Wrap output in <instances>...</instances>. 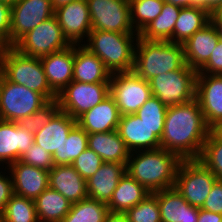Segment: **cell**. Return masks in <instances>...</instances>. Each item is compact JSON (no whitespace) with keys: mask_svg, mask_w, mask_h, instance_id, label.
<instances>
[{"mask_svg":"<svg viewBox=\"0 0 222 222\" xmlns=\"http://www.w3.org/2000/svg\"><path fill=\"white\" fill-rule=\"evenodd\" d=\"M49 101L40 93L0 76V119L18 122L33 114Z\"/></svg>","mask_w":222,"mask_h":222,"instance_id":"ba28073f","label":"cell"},{"mask_svg":"<svg viewBox=\"0 0 222 222\" xmlns=\"http://www.w3.org/2000/svg\"><path fill=\"white\" fill-rule=\"evenodd\" d=\"M1 173L2 172H0V215L3 213L6 203L14 194L11 177L9 178L8 175L5 177V175L3 176Z\"/></svg>","mask_w":222,"mask_h":222,"instance_id":"f6af8a7d","label":"cell"},{"mask_svg":"<svg viewBox=\"0 0 222 222\" xmlns=\"http://www.w3.org/2000/svg\"><path fill=\"white\" fill-rule=\"evenodd\" d=\"M196 99L206 125L212 129L222 121V75L197 74Z\"/></svg>","mask_w":222,"mask_h":222,"instance_id":"9a60e30c","label":"cell"},{"mask_svg":"<svg viewBox=\"0 0 222 222\" xmlns=\"http://www.w3.org/2000/svg\"><path fill=\"white\" fill-rule=\"evenodd\" d=\"M34 133L20 127L17 122L0 119V163L9 165L20 157L35 143Z\"/></svg>","mask_w":222,"mask_h":222,"instance_id":"ac0fdd59","label":"cell"},{"mask_svg":"<svg viewBox=\"0 0 222 222\" xmlns=\"http://www.w3.org/2000/svg\"><path fill=\"white\" fill-rule=\"evenodd\" d=\"M11 5L0 1V38L10 46Z\"/></svg>","mask_w":222,"mask_h":222,"instance_id":"ee69618b","label":"cell"},{"mask_svg":"<svg viewBox=\"0 0 222 222\" xmlns=\"http://www.w3.org/2000/svg\"><path fill=\"white\" fill-rule=\"evenodd\" d=\"M103 163L102 158L88 147L71 165L85 180H88Z\"/></svg>","mask_w":222,"mask_h":222,"instance_id":"ab89813d","label":"cell"},{"mask_svg":"<svg viewBox=\"0 0 222 222\" xmlns=\"http://www.w3.org/2000/svg\"><path fill=\"white\" fill-rule=\"evenodd\" d=\"M206 10L212 15L217 13L222 7V0H205Z\"/></svg>","mask_w":222,"mask_h":222,"instance_id":"c3c4849f","label":"cell"},{"mask_svg":"<svg viewBox=\"0 0 222 222\" xmlns=\"http://www.w3.org/2000/svg\"><path fill=\"white\" fill-rule=\"evenodd\" d=\"M134 34L138 38L136 33L91 30L87 39L89 43L83 46L97 55L111 74L130 72L134 68Z\"/></svg>","mask_w":222,"mask_h":222,"instance_id":"277c9868","label":"cell"},{"mask_svg":"<svg viewBox=\"0 0 222 222\" xmlns=\"http://www.w3.org/2000/svg\"><path fill=\"white\" fill-rule=\"evenodd\" d=\"M14 194L35 200L49 187V171L16 161L8 165Z\"/></svg>","mask_w":222,"mask_h":222,"instance_id":"2e32d148","label":"cell"},{"mask_svg":"<svg viewBox=\"0 0 222 222\" xmlns=\"http://www.w3.org/2000/svg\"><path fill=\"white\" fill-rule=\"evenodd\" d=\"M132 152L126 163V173L150 193L174 187L178 166L182 159L163 148ZM136 157L133 155H135ZM132 157V158H131Z\"/></svg>","mask_w":222,"mask_h":222,"instance_id":"7a4b0ae2","label":"cell"},{"mask_svg":"<svg viewBox=\"0 0 222 222\" xmlns=\"http://www.w3.org/2000/svg\"><path fill=\"white\" fill-rule=\"evenodd\" d=\"M2 74L11 82L42 94L48 101L57 99L49 86L40 58L21 54L8 46L0 56Z\"/></svg>","mask_w":222,"mask_h":222,"instance_id":"5b68a950","label":"cell"},{"mask_svg":"<svg viewBox=\"0 0 222 222\" xmlns=\"http://www.w3.org/2000/svg\"><path fill=\"white\" fill-rule=\"evenodd\" d=\"M109 213L107 204L91 198L72 203L68 214L61 222H104Z\"/></svg>","mask_w":222,"mask_h":222,"instance_id":"d6a6232c","label":"cell"},{"mask_svg":"<svg viewBox=\"0 0 222 222\" xmlns=\"http://www.w3.org/2000/svg\"><path fill=\"white\" fill-rule=\"evenodd\" d=\"M128 222H161L157 196L149 194L126 213Z\"/></svg>","mask_w":222,"mask_h":222,"instance_id":"74e56055","label":"cell"},{"mask_svg":"<svg viewBox=\"0 0 222 222\" xmlns=\"http://www.w3.org/2000/svg\"><path fill=\"white\" fill-rule=\"evenodd\" d=\"M131 23L139 34L149 23L156 19L164 5V0H129Z\"/></svg>","mask_w":222,"mask_h":222,"instance_id":"e575fe53","label":"cell"},{"mask_svg":"<svg viewBox=\"0 0 222 222\" xmlns=\"http://www.w3.org/2000/svg\"><path fill=\"white\" fill-rule=\"evenodd\" d=\"M211 21L216 26L219 33V37L222 40V19L216 13H214L212 14Z\"/></svg>","mask_w":222,"mask_h":222,"instance_id":"681fc988","label":"cell"},{"mask_svg":"<svg viewBox=\"0 0 222 222\" xmlns=\"http://www.w3.org/2000/svg\"><path fill=\"white\" fill-rule=\"evenodd\" d=\"M2 74V64H1V61H0V76Z\"/></svg>","mask_w":222,"mask_h":222,"instance_id":"680465c9","label":"cell"},{"mask_svg":"<svg viewBox=\"0 0 222 222\" xmlns=\"http://www.w3.org/2000/svg\"><path fill=\"white\" fill-rule=\"evenodd\" d=\"M219 40L218 30L212 21L196 31L183 43L186 64L198 71L209 60Z\"/></svg>","mask_w":222,"mask_h":222,"instance_id":"ffe728a7","label":"cell"},{"mask_svg":"<svg viewBox=\"0 0 222 222\" xmlns=\"http://www.w3.org/2000/svg\"><path fill=\"white\" fill-rule=\"evenodd\" d=\"M166 3H170L179 7H189V0H164Z\"/></svg>","mask_w":222,"mask_h":222,"instance_id":"816d5d0a","label":"cell"},{"mask_svg":"<svg viewBox=\"0 0 222 222\" xmlns=\"http://www.w3.org/2000/svg\"><path fill=\"white\" fill-rule=\"evenodd\" d=\"M198 222H222V215L204 209H199Z\"/></svg>","mask_w":222,"mask_h":222,"instance_id":"bcb514c9","label":"cell"},{"mask_svg":"<svg viewBox=\"0 0 222 222\" xmlns=\"http://www.w3.org/2000/svg\"><path fill=\"white\" fill-rule=\"evenodd\" d=\"M216 14L222 19V7L220 8V10Z\"/></svg>","mask_w":222,"mask_h":222,"instance_id":"6f0895ef","label":"cell"},{"mask_svg":"<svg viewBox=\"0 0 222 222\" xmlns=\"http://www.w3.org/2000/svg\"><path fill=\"white\" fill-rule=\"evenodd\" d=\"M59 110V103L57 99H55L49 101L33 114L20 119L17 123L27 131L35 133L42 129Z\"/></svg>","mask_w":222,"mask_h":222,"instance_id":"f35d334b","label":"cell"},{"mask_svg":"<svg viewBox=\"0 0 222 222\" xmlns=\"http://www.w3.org/2000/svg\"><path fill=\"white\" fill-rule=\"evenodd\" d=\"M125 173L126 163L104 162L97 172L86 180L88 198L108 204Z\"/></svg>","mask_w":222,"mask_h":222,"instance_id":"7402d4cb","label":"cell"},{"mask_svg":"<svg viewBox=\"0 0 222 222\" xmlns=\"http://www.w3.org/2000/svg\"><path fill=\"white\" fill-rule=\"evenodd\" d=\"M8 45L0 38V56L7 49Z\"/></svg>","mask_w":222,"mask_h":222,"instance_id":"11a10c76","label":"cell"},{"mask_svg":"<svg viewBox=\"0 0 222 222\" xmlns=\"http://www.w3.org/2000/svg\"><path fill=\"white\" fill-rule=\"evenodd\" d=\"M70 45L54 15L24 35L13 47L21 54L41 58Z\"/></svg>","mask_w":222,"mask_h":222,"instance_id":"30bf717a","label":"cell"},{"mask_svg":"<svg viewBox=\"0 0 222 222\" xmlns=\"http://www.w3.org/2000/svg\"><path fill=\"white\" fill-rule=\"evenodd\" d=\"M34 204L39 222H61L72 207L69 200L50 187L34 200Z\"/></svg>","mask_w":222,"mask_h":222,"instance_id":"f1b7e54d","label":"cell"},{"mask_svg":"<svg viewBox=\"0 0 222 222\" xmlns=\"http://www.w3.org/2000/svg\"><path fill=\"white\" fill-rule=\"evenodd\" d=\"M211 131L222 140V121H220L216 126H214Z\"/></svg>","mask_w":222,"mask_h":222,"instance_id":"db71d44e","label":"cell"},{"mask_svg":"<svg viewBox=\"0 0 222 222\" xmlns=\"http://www.w3.org/2000/svg\"><path fill=\"white\" fill-rule=\"evenodd\" d=\"M212 15L200 7H182L173 29V42L185 43L196 31L211 22Z\"/></svg>","mask_w":222,"mask_h":222,"instance_id":"f546056e","label":"cell"},{"mask_svg":"<svg viewBox=\"0 0 222 222\" xmlns=\"http://www.w3.org/2000/svg\"><path fill=\"white\" fill-rule=\"evenodd\" d=\"M76 125L77 120L59 110L42 129L34 133L35 144L53 155L59 152L61 144Z\"/></svg>","mask_w":222,"mask_h":222,"instance_id":"d4e9b609","label":"cell"},{"mask_svg":"<svg viewBox=\"0 0 222 222\" xmlns=\"http://www.w3.org/2000/svg\"><path fill=\"white\" fill-rule=\"evenodd\" d=\"M88 148V133L78 124L69 132L59 148V152L52 155L54 165L72 164L74 160Z\"/></svg>","mask_w":222,"mask_h":222,"instance_id":"1f68e13d","label":"cell"},{"mask_svg":"<svg viewBox=\"0 0 222 222\" xmlns=\"http://www.w3.org/2000/svg\"><path fill=\"white\" fill-rule=\"evenodd\" d=\"M200 7L206 10V1L205 0H189V7Z\"/></svg>","mask_w":222,"mask_h":222,"instance_id":"f5cc1de1","label":"cell"},{"mask_svg":"<svg viewBox=\"0 0 222 222\" xmlns=\"http://www.w3.org/2000/svg\"><path fill=\"white\" fill-rule=\"evenodd\" d=\"M104 222H128V219L125 213L109 212L106 215Z\"/></svg>","mask_w":222,"mask_h":222,"instance_id":"7dc6e473","label":"cell"},{"mask_svg":"<svg viewBox=\"0 0 222 222\" xmlns=\"http://www.w3.org/2000/svg\"><path fill=\"white\" fill-rule=\"evenodd\" d=\"M88 147L110 163H127L131 154L117 130L88 134Z\"/></svg>","mask_w":222,"mask_h":222,"instance_id":"4316f807","label":"cell"},{"mask_svg":"<svg viewBox=\"0 0 222 222\" xmlns=\"http://www.w3.org/2000/svg\"><path fill=\"white\" fill-rule=\"evenodd\" d=\"M151 194L143 185L138 183L128 173H125L113 192L107 204L109 212L126 213Z\"/></svg>","mask_w":222,"mask_h":222,"instance_id":"83f0119b","label":"cell"},{"mask_svg":"<svg viewBox=\"0 0 222 222\" xmlns=\"http://www.w3.org/2000/svg\"><path fill=\"white\" fill-rule=\"evenodd\" d=\"M117 132L131 153L160 148V139L136 114L121 116Z\"/></svg>","mask_w":222,"mask_h":222,"instance_id":"d6986e66","label":"cell"},{"mask_svg":"<svg viewBox=\"0 0 222 222\" xmlns=\"http://www.w3.org/2000/svg\"><path fill=\"white\" fill-rule=\"evenodd\" d=\"M197 74L185 64L179 70L154 76L149 80L151 94L167 107L188 103L196 98Z\"/></svg>","mask_w":222,"mask_h":222,"instance_id":"8992f818","label":"cell"},{"mask_svg":"<svg viewBox=\"0 0 222 222\" xmlns=\"http://www.w3.org/2000/svg\"><path fill=\"white\" fill-rule=\"evenodd\" d=\"M180 9L179 6L164 2L160 15L139 33V37L149 41L173 42V29Z\"/></svg>","mask_w":222,"mask_h":222,"instance_id":"4dcf8cb0","label":"cell"},{"mask_svg":"<svg viewBox=\"0 0 222 222\" xmlns=\"http://www.w3.org/2000/svg\"><path fill=\"white\" fill-rule=\"evenodd\" d=\"M211 129L198 100L167 107L160 148L183 159H198Z\"/></svg>","mask_w":222,"mask_h":222,"instance_id":"6da1fadb","label":"cell"},{"mask_svg":"<svg viewBox=\"0 0 222 222\" xmlns=\"http://www.w3.org/2000/svg\"><path fill=\"white\" fill-rule=\"evenodd\" d=\"M136 39L133 71L149 81L154 76L181 69L185 64L183 44Z\"/></svg>","mask_w":222,"mask_h":222,"instance_id":"3957f363","label":"cell"},{"mask_svg":"<svg viewBox=\"0 0 222 222\" xmlns=\"http://www.w3.org/2000/svg\"><path fill=\"white\" fill-rule=\"evenodd\" d=\"M49 187L61 193L71 203L88 198L86 180L71 164L53 166L49 171Z\"/></svg>","mask_w":222,"mask_h":222,"instance_id":"603a6c76","label":"cell"},{"mask_svg":"<svg viewBox=\"0 0 222 222\" xmlns=\"http://www.w3.org/2000/svg\"><path fill=\"white\" fill-rule=\"evenodd\" d=\"M75 46L73 81L81 83H110L111 73L102 60L86 47Z\"/></svg>","mask_w":222,"mask_h":222,"instance_id":"484cf974","label":"cell"},{"mask_svg":"<svg viewBox=\"0 0 222 222\" xmlns=\"http://www.w3.org/2000/svg\"><path fill=\"white\" fill-rule=\"evenodd\" d=\"M0 1L5 2V3H7V4L12 6L14 3H16L19 0H0Z\"/></svg>","mask_w":222,"mask_h":222,"instance_id":"9f6ffc18","label":"cell"},{"mask_svg":"<svg viewBox=\"0 0 222 222\" xmlns=\"http://www.w3.org/2000/svg\"><path fill=\"white\" fill-rule=\"evenodd\" d=\"M154 194L158 199L161 222H198L199 208L187 203L174 187Z\"/></svg>","mask_w":222,"mask_h":222,"instance_id":"cb8c5ba5","label":"cell"},{"mask_svg":"<svg viewBox=\"0 0 222 222\" xmlns=\"http://www.w3.org/2000/svg\"><path fill=\"white\" fill-rule=\"evenodd\" d=\"M51 0H19L11 6L10 46L54 16Z\"/></svg>","mask_w":222,"mask_h":222,"instance_id":"4fadbf2b","label":"cell"},{"mask_svg":"<svg viewBox=\"0 0 222 222\" xmlns=\"http://www.w3.org/2000/svg\"><path fill=\"white\" fill-rule=\"evenodd\" d=\"M217 180L198 159H183L177 169L174 188L187 203L200 209Z\"/></svg>","mask_w":222,"mask_h":222,"instance_id":"52a82bcc","label":"cell"},{"mask_svg":"<svg viewBox=\"0 0 222 222\" xmlns=\"http://www.w3.org/2000/svg\"><path fill=\"white\" fill-rule=\"evenodd\" d=\"M198 74L222 75V40L221 39L219 40L216 47L214 48L209 60L198 70Z\"/></svg>","mask_w":222,"mask_h":222,"instance_id":"b9f144b4","label":"cell"},{"mask_svg":"<svg viewBox=\"0 0 222 222\" xmlns=\"http://www.w3.org/2000/svg\"><path fill=\"white\" fill-rule=\"evenodd\" d=\"M19 161L47 171L54 166L52 155L35 143L20 157Z\"/></svg>","mask_w":222,"mask_h":222,"instance_id":"60d3db41","label":"cell"},{"mask_svg":"<svg viewBox=\"0 0 222 222\" xmlns=\"http://www.w3.org/2000/svg\"><path fill=\"white\" fill-rule=\"evenodd\" d=\"M109 95L123 116L135 114L152 94L149 81L130 71L111 74Z\"/></svg>","mask_w":222,"mask_h":222,"instance_id":"9c48e42d","label":"cell"},{"mask_svg":"<svg viewBox=\"0 0 222 222\" xmlns=\"http://www.w3.org/2000/svg\"><path fill=\"white\" fill-rule=\"evenodd\" d=\"M92 30L135 33L129 0H87Z\"/></svg>","mask_w":222,"mask_h":222,"instance_id":"7c38bea8","label":"cell"},{"mask_svg":"<svg viewBox=\"0 0 222 222\" xmlns=\"http://www.w3.org/2000/svg\"><path fill=\"white\" fill-rule=\"evenodd\" d=\"M0 222H39L34 200L13 194L0 215Z\"/></svg>","mask_w":222,"mask_h":222,"instance_id":"836d02e7","label":"cell"},{"mask_svg":"<svg viewBox=\"0 0 222 222\" xmlns=\"http://www.w3.org/2000/svg\"><path fill=\"white\" fill-rule=\"evenodd\" d=\"M63 36L70 44L79 45L92 30L87 0H76L55 10ZM87 35V36H86Z\"/></svg>","mask_w":222,"mask_h":222,"instance_id":"5bb4252c","label":"cell"},{"mask_svg":"<svg viewBox=\"0 0 222 222\" xmlns=\"http://www.w3.org/2000/svg\"><path fill=\"white\" fill-rule=\"evenodd\" d=\"M166 112L167 106L161 103L157 97L151 95L135 114L153 130V134L161 139Z\"/></svg>","mask_w":222,"mask_h":222,"instance_id":"d590c367","label":"cell"},{"mask_svg":"<svg viewBox=\"0 0 222 222\" xmlns=\"http://www.w3.org/2000/svg\"><path fill=\"white\" fill-rule=\"evenodd\" d=\"M75 44L40 58L46 79L58 95L73 81Z\"/></svg>","mask_w":222,"mask_h":222,"instance_id":"e0dca14e","label":"cell"},{"mask_svg":"<svg viewBox=\"0 0 222 222\" xmlns=\"http://www.w3.org/2000/svg\"><path fill=\"white\" fill-rule=\"evenodd\" d=\"M201 209L222 215V181L215 182Z\"/></svg>","mask_w":222,"mask_h":222,"instance_id":"7bdbcfd3","label":"cell"},{"mask_svg":"<svg viewBox=\"0 0 222 222\" xmlns=\"http://www.w3.org/2000/svg\"><path fill=\"white\" fill-rule=\"evenodd\" d=\"M121 114L114 99L109 95L94 108L77 119V124L88 134L117 130Z\"/></svg>","mask_w":222,"mask_h":222,"instance_id":"44dd1931","label":"cell"},{"mask_svg":"<svg viewBox=\"0 0 222 222\" xmlns=\"http://www.w3.org/2000/svg\"><path fill=\"white\" fill-rule=\"evenodd\" d=\"M76 0H51V4L53 7V10L55 11L56 9L65 6L66 4H69L70 2H73Z\"/></svg>","mask_w":222,"mask_h":222,"instance_id":"f907efd6","label":"cell"},{"mask_svg":"<svg viewBox=\"0 0 222 222\" xmlns=\"http://www.w3.org/2000/svg\"><path fill=\"white\" fill-rule=\"evenodd\" d=\"M216 177L222 181V140L209 132L198 158Z\"/></svg>","mask_w":222,"mask_h":222,"instance_id":"8d00e7d4","label":"cell"},{"mask_svg":"<svg viewBox=\"0 0 222 222\" xmlns=\"http://www.w3.org/2000/svg\"><path fill=\"white\" fill-rule=\"evenodd\" d=\"M109 84L72 81L57 95L60 111L77 120L109 96Z\"/></svg>","mask_w":222,"mask_h":222,"instance_id":"8fae6325","label":"cell"}]
</instances>
